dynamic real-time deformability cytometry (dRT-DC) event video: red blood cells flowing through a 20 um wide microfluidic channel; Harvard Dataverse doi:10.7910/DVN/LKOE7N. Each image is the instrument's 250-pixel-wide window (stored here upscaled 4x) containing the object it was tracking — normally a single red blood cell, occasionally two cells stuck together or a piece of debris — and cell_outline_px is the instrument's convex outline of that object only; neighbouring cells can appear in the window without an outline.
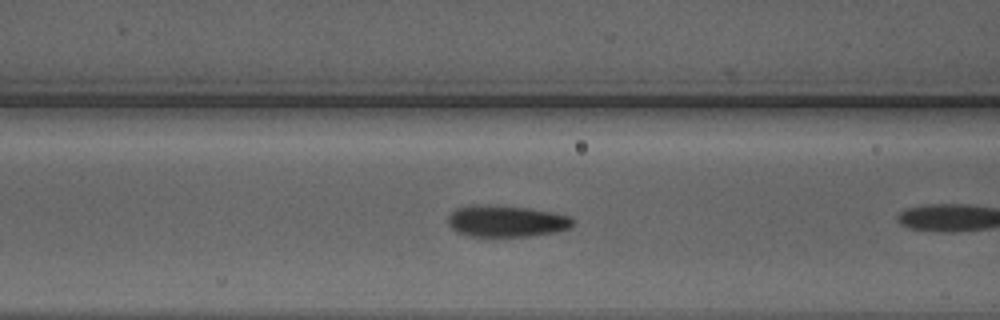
{"species": "Egyptian fruit bat (a non-hibernating species)", "species_latin": "Rousettus aegyptiacus", "temperature_condition": "warm", "stored_images_in_passage": 7, "camera_frame_rate_fps": 3000, "um_per_image_px": 0.085, "animal": {"sex": "male"}, "frame": {"image": 1, "passage_image": 6, "time_ms": 1.667, "image_size_px": [1000, 320], "cell_outline_px": [[576, 220], [572, 228], [556, 232], [528, 236], [468, 236], [456, 232], [448, 224], [448, 216], [452, 212], [460, 208], [528, 208], [552, 212], [568, 216]], "centroid_in_image_um": [43.14, 18.86], "position_along_channel_um": 123.5, "area_um2": 21.91}}